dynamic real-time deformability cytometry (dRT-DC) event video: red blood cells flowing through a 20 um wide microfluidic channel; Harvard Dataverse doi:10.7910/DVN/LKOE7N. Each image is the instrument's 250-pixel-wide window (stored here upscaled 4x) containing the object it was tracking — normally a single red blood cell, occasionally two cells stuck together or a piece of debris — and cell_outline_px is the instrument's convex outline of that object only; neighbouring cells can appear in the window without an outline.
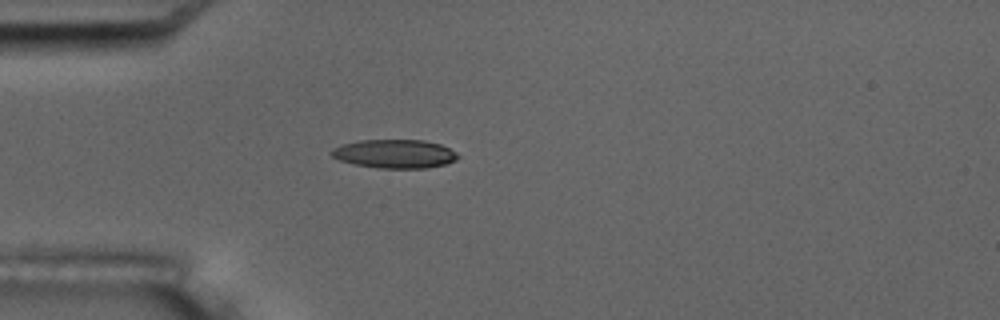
{"species": "common noctule bat (a hibernating species)", "species_latin": "Nyctalus noctula", "temperature_condition": "room temperature", "stored_images_in_passage": 1, "camera_frame_rate_fps": 3000, "um_per_image_px": 0.085, "animal": {"sex": "male", "body_mass_g": 17.5, "forearm_length_mm": 52.3}, "frame": {"image": 1, "passage_image": 1, "time_ms": 0.0, "image_size_px": [1000, 320], "cell_outline_px": [[460, 156], [456, 160], [444, 164], [424, 168], [380, 168], [356, 164], [340, 160], [332, 156], [328, 152], [332, 148], [340, 144], [360, 140], [424, 140], [440, 144], [456, 152]], "centroid_in_image_um": [33.52, 13.06], "position_along_channel_um": 51.5, "area_um2": 21.1}}